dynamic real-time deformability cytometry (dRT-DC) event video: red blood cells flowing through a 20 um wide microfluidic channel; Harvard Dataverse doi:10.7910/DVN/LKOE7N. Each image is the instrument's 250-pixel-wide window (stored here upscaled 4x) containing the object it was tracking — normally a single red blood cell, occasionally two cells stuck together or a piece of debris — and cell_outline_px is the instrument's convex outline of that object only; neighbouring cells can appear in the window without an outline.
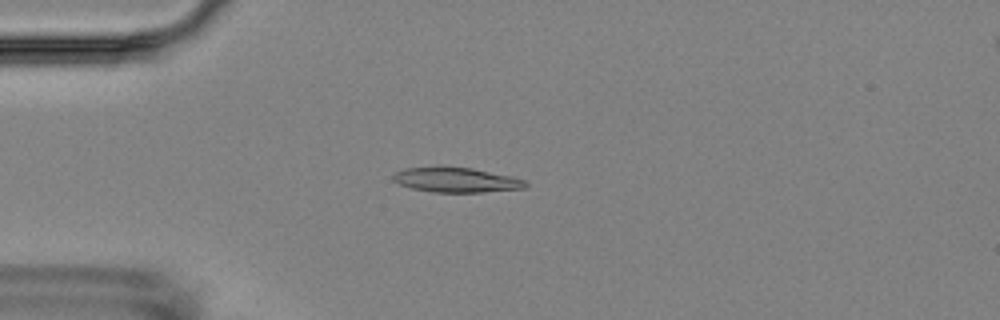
{"species": "Egyptian fruit bat (a non-hibernating species)", "species_latin": "Rousettus aegyptiacus", "temperature_condition": "room temperature", "stored_images_in_passage": 15, "camera_frame_rate_fps": 3000, "um_per_image_px": 0.085, "animal": {"sex": "female"}, "frame": {"image": 1, "passage_image": 4, "time_ms": 4.667, "image_size_px": [1000, 320], "cell_outline_px": [[528, 184], [524, 188], [484, 192], [432, 192], [412, 188], [400, 184], [392, 180], [392, 176], [396, 172], [404, 168], [440, 164], [472, 168], [512, 176], [524, 180]], "centroid_in_image_um": [38.72, 15.25], "position_along_channel_um": 46.3, "area_um2": 19.71}}
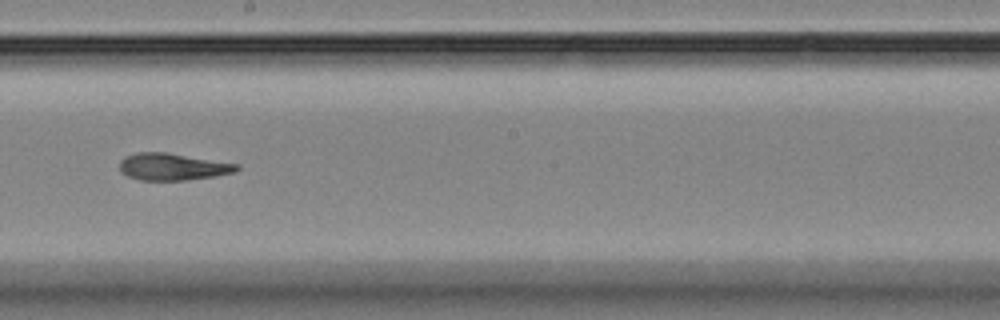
{"frame": {"image": 2, "passage_image": 9, "time_ms": 10.333, "image_size_px": [1000, 320], "cell_outline_px": [[240, 168], [236, 172], [216, 176], [184, 180], [140, 180], [128, 176], [120, 172], [120, 160], [124, 156], [140, 152], [164, 152], [240, 164]], "centroid_in_image_um": [14.68, 14.17], "position_along_channel_um": 233.5, "area_um2": 18.44}}
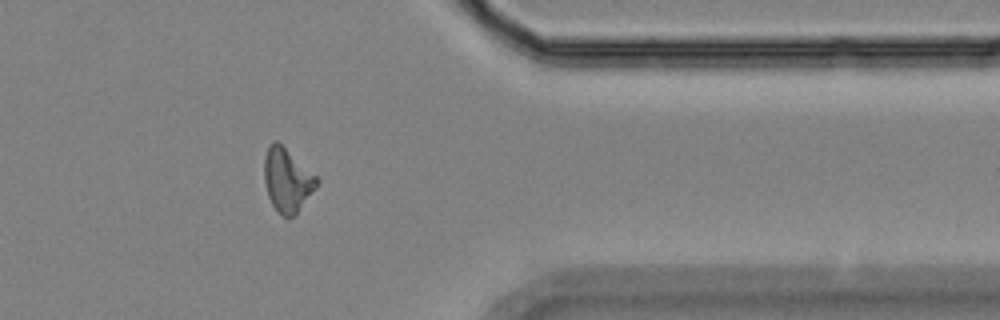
{"frame": {"image": 3, "passage_image": 13, "time_ms": 15.0, "image_size_px": [1000, 320], "cell_outline_px": [[320, 180], [316, 188], [296, 212], [288, 220], [280, 216], [272, 204], [268, 196], [264, 180], [264, 156], [268, 144], [272, 140], [276, 140], [316, 176]], "centroid_in_image_um": [24.38, 15.31], "position_along_channel_um": 387.0, "area_um2": 19.36}, "authors_computed_cell_mechanics": {"area_um2": 18.8428, "velocity_mm_per_s": 3.5907, "shape_relaxation_time_tau1_ms": 5.8569, "shape_relaxation_time_tau2_ms": 4.0373, "deformation_change_tau1": 0.1651, "deformation_change_tau2": 0.1124}}